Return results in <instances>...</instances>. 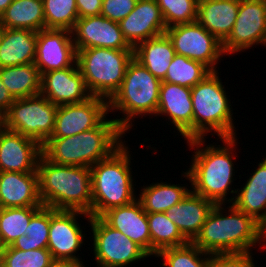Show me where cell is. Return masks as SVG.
Instances as JSON below:
<instances>
[{
  "instance_id": "6da1fadb",
  "label": "cell",
  "mask_w": 266,
  "mask_h": 267,
  "mask_svg": "<svg viewBox=\"0 0 266 267\" xmlns=\"http://www.w3.org/2000/svg\"><path fill=\"white\" fill-rule=\"evenodd\" d=\"M205 140L195 138L186 142L190 148H194V154L189 170L182 174L191 183L192 192L212 201L215 205H226L227 202L229 204L230 200L226 197L232 189L230 186L235 175L232 151L235 150L238 139L221 138L223 145H218L219 147L216 144L203 147Z\"/></svg>"
},
{
  "instance_id": "7a4b0ae2",
  "label": "cell",
  "mask_w": 266,
  "mask_h": 267,
  "mask_svg": "<svg viewBox=\"0 0 266 267\" xmlns=\"http://www.w3.org/2000/svg\"><path fill=\"white\" fill-rule=\"evenodd\" d=\"M224 206L215 205L210 211L200 233L192 241L197 247L208 254L243 253L266 240V229L253 217L232 204L227 215Z\"/></svg>"
},
{
  "instance_id": "3957f363",
  "label": "cell",
  "mask_w": 266,
  "mask_h": 267,
  "mask_svg": "<svg viewBox=\"0 0 266 267\" xmlns=\"http://www.w3.org/2000/svg\"><path fill=\"white\" fill-rule=\"evenodd\" d=\"M125 131L115 119H105L98 127L68 137H50L42 145V155L58 165L91 167L109 158L126 141Z\"/></svg>"
},
{
  "instance_id": "277c9868",
  "label": "cell",
  "mask_w": 266,
  "mask_h": 267,
  "mask_svg": "<svg viewBox=\"0 0 266 267\" xmlns=\"http://www.w3.org/2000/svg\"><path fill=\"white\" fill-rule=\"evenodd\" d=\"M39 196L43 206L75 210L91 216V169L58 165L40 156L37 166Z\"/></svg>"
},
{
  "instance_id": "5b68a950",
  "label": "cell",
  "mask_w": 266,
  "mask_h": 267,
  "mask_svg": "<svg viewBox=\"0 0 266 267\" xmlns=\"http://www.w3.org/2000/svg\"><path fill=\"white\" fill-rule=\"evenodd\" d=\"M125 145L90 167L93 217H101L109 209L128 205L137 199L132 183L130 149Z\"/></svg>"
},
{
  "instance_id": "8992f818",
  "label": "cell",
  "mask_w": 266,
  "mask_h": 267,
  "mask_svg": "<svg viewBox=\"0 0 266 267\" xmlns=\"http://www.w3.org/2000/svg\"><path fill=\"white\" fill-rule=\"evenodd\" d=\"M218 75L212 71L191 88L193 139L205 138L208 132L217 133L220 139L236 137L233 109Z\"/></svg>"
},
{
  "instance_id": "52a82bcc",
  "label": "cell",
  "mask_w": 266,
  "mask_h": 267,
  "mask_svg": "<svg viewBox=\"0 0 266 267\" xmlns=\"http://www.w3.org/2000/svg\"><path fill=\"white\" fill-rule=\"evenodd\" d=\"M161 82L134 57L129 62L119 90L108 101L109 112L119 110L124 114L115 121L125 132L133 126L134 117L156 115Z\"/></svg>"
},
{
  "instance_id": "ba28073f",
  "label": "cell",
  "mask_w": 266,
  "mask_h": 267,
  "mask_svg": "<svg viewBox=\"0 0 266 267\" xmlns=\"http://www.w3.org/2000/svg\"><path fill=\"white\" fill-rule=\"evenodd\" d=\"M134 50L85 48L77 51V64L92 96L110 100L119 90Z\"/></svg>"
},
{
  "instance_id": "9c48e42d",
  "label": "cell",
  "mask_w": 266,
  "mask_h": 267,
  "mask_svg": "<svg viewBox=\"0 0 266 267\" xmlns=\"http://www.w3.org/2000/svg\"><path fill=\"white\" fill-rule=\"evenodd\" d=\"M57 108L41 93L15 99L6 112L7 129L31 138L42 146L53 132Z\"/></svg>"
},
{
  "instance_id": "30bf717a",
  "label": "cell",
  "mask_w": 266,
  "mask_h": 267,
  "mask_svg": "<svg viewBox=\"0 0 266 267\" xmlns=\"http://www.w3.org/2000/svg\"><path fill=\"white\" fill-rule=\"evenodd\" d=\"M93 234V253L97 267H126L149 255L121 231L108 225L101 217L88 221Z\"/></svg>"
},
{
  "instance_id": "8fae6325",
  "label": "cell",
  "mask_w": 266,
  "mask_h": 267,
  "mask_svg": "<svg viewBox=\"0 0 266 267\" xmlns=\"http://www.w3.org/2000/svg\"><path fill=\"white\" fill-rule=\"evenodd\" d=\"M165 33L176 54L202 62L211 71H217L218 60L225 56L222 43L197 21L168 27Z\"/></svg>"
},
{
  "instance_id": "7c38bea8",
  "label": "cell",
  "mask_w": 266,
  "mask_h": 267,
  "mask_svg": "<svg viewBox=\"0 0 266 267\" xmlns=\"http://www.w3.org/2000/svg\"><path fill=\"white\" fill-rule=\"evenodd\" d=\"M255 44L266 46V0H240L236 22L222 50L232 55Z\"/></svg>"
},
{
  "instance_id": "4fadbf2b",
  "label": "cell",
  "mask_w": 266,
  "mask_h": 267,
  "mask_svg": "<svg viewBox=\"0 0 266 267\" xmlns=\"http://www.w3.org/2000/svg\"><path fill=\"white\" fill-rule=\"evenodd\" d=\"M91 218L85 212L75 210H56L50 207V227L47 249L55 261L83 263L77 253L83 245L84 231L80 228L78 217Z\"/></svg>"
},
{
  "instance_id": "5bb4252c",
  "label": "cell",
  "mask_w": 266,
  "mask_h": 267,
  "mask_svg": "<svg viewBox=\"0 0 266 267\" xmlns=\"http://www.w3.org/2000/svg\"><path fill=\"white\" fill-rule=\"evenodd\" d=\"M108 112V100L96 96L81 103L58 105L51 137H68L96 128Z\"/></svg>"
},
{
  "instance_id": "9a60e30c",
  "label": "cell",
  "mask_w": 266,
  "mask_h": 267,
  "mask_svg": "<svg viewBox=\"0 0 266 267\" xmlns=\"http://www.w3.org/2000/svg\"><path fill=\"white\" fill-rule=\"evenodd\" d=\"M76 61L77 51L70 30L42 29L37 32L34 64L41 75L72 67Z\"/></svg>"
},
{
  "instance_id": "2e32d148",
  "label": "cell",
  "mask_w": 266,
  "mask_h": 267,
  "mask_svg": "<svg viewBox=\"0 0 266 267\" xmlns=\"http://www.w3.org/2000/svg\"><path fill=\"white\" fill-rule=\"evenodd\" d=\"M71 34L76 51L94 47L134 50L125 40L120 24L102 15L78 18Z\"/></svg>"
},
{
  "instance_id": "e0dca14e",
  "label": "cell",
  "mask_w": 266,
  "mask_h": 267,
  "mask_svg": "<svg viewBox=\"0 0 266 267\" xmlns=\"http://www.w3.org/2000/svg\"><path fill=\"white\" fill-rule=\"evenodd\" d=\"M40 93L57 106L81 103L92 97L77 62L72 67L42 74Z\"/></svg>"
},
{
  "instance_id": "ac0fdd59",
  "label": "cell",
  "mask_w": 266,
  "mask_h": 267,
  "mask_svg": "<svg viewBox=\"0 0 266 267\" xmlns=\"http://www.w3.org/2000/svg\"><path fill=\"white\" fill-rule=\"evenodd\" d=\"M42 146L35 140L7 129L0 136V172H37Z\"/></svg>"
},
{
  "instance_id": "d6986e66",
  "label": "cell",
  "mask_w": 266,
  "mask_h": 267,
  "mask_svg": "<svg viewBox=\"0 0 266 267\" xmlns=\"http://www.w3.org/2000/svg\"><path fill=\"white\" fill-rule=\"evenodd\" d=\"M158 115L169 117V123L174 124L186 141L193 139V106L191 88L178 84L161 82Z\"/></svg>"
},
{
  "instance_id": "ffe728a7",
  "label": "cell",
  "mask_w": 266,
  "mask_h": 267,
  "mask_svg": "<svg viewBox=\"0 0 266 267\" xmlns=\"http://www.w3.org/2000/svg\"><path fill=\"white\" fill-rule=\"evenodd\" d=\"M119 24L125 40L132 48L165 33L167 29L156 0H138L133 11Z\"/></svg>"
},
{
  "instance_id": "44dd1931",
  "label": "cell",
  "mask_w": 266,
  "mask_h": 267,
  "mask_svg": "<svg viewBox=\"0 0 266 267\" xmlns=\"http://www.w3.org/2000/svg\"><path fill=\"white\" fill-rule=\"evenodd\" d=\"M101 218L112 228L125 234L151 256V235L147 213L137 199L128 205L109 209Z\"/></svg>"
},
{
  "instance_id": "7402d4cb",
  "label": "cell",
  "mask_w": 266,
  "mask_h": 267,
  "mask_svg": "<svg viewBox=\"0 0 266 267\" xmlns=\"http://www.w3.org/2000/svg\"><path fill=\"white\" fill-rule=\"evenodd\" d=\"M0 200L3 208L43 206L38 173L0 172Z\"/></svg>"
},
{
  "instance_id": "603a6c76",
  "label": "cell",
  "mask_w": 266,
  "mask_h": 267,
  "mask_svg": "<svg viewBox=\"0 0 266 267\" xmlns=\"http://www.w3.org/2000/svg\"><path fill=\"white\" fill-rule=\"evenodd\" d=\"M242 187L230 191L235 194L229 199L230 204L253 217L266 229V157Z\"/></svg>"
},
{
  "instance_id": "cb8c5ba5",
  "label": "cell",
  "mask_w": 266,
  "mask_h": 267,
  "mask_svg": "<svg viewBox=\"0 0 266 267\" xmlns=\"http://www.w3.org/2000/svg\"><path fill=\"white\" fill-rule=\"evenodd\" d=\"M214 206L212 201L190 191L181 202L165 213L176 224L181 234L192 242L200 233Z\"/></svg>"
},
{
  "instance_id": "d4e9b609",
  "label": "cell",
  "mask_w": 266,
  "mask_h": 267,
  "mask_svg": "<svg viewBox=\"0 0 266 267\" xmlns=\"http://www.w3.org/2000/svg\"><path fill=\"white\" fill-rule=\"evenodd\" d=\"M240 0H198L197 22L221 43L236 22Z\"/></svg>"
},
{
  "instance_id": "484cf974",
  "label": "cell",
  "mask_w": 266,
  "mask_h": 267,
  "mask_svg": "<svg viewBox=\"0 0 266 267\" xmlns=\"http://www.w3.org/2000/svg\"><path fill=\"white\" fill-rule=\"evenodd\" d=\"M37 32L3 28L0 40V68L35 62Z\"/></svg>"
},
{
  "instance_id": "4316f807",
  "label": "cell",
  "mask_w": 266,
  "mask_h": 267,
  "mask_svg": "<svg viewBox=\"0 0 266 267\" xmlns=\"http://www.w3.org/2000/svg\"><path fill=\"white\" fill-rule=\"evenodd\" d=\"M175 55L172 42L166 33L143 41L134 48V58L161 81L165 78Z\"/></svg>"
},
{
  "instance_id": "83f0119b",
  "label": "cell",
  "mask_w": 266,
  "mask_h": 267,
  "mask_svg": "<svg viewBox=\"0 0 266 267\" xmlns=\"http://www.w3.org/2000/svg\"><path fill=\"white\" fill-rule=\"evenodd\" d=\"M3 28L28 29L35 32L45 29L42 0H13L0 16Z\"/></svg>"
},
{
  "instance_id": "f1b7e54d",
  "label": "cell",
  "mask_w": 266,
  "mask_h": 267,
  "mask_svg": "<svg viewBox=\"0 0 266 267\" xmlns=\"http://www.w3.org/2000/svg\"><path fill=\"white\" fill-rule=\"evenodd\" d=\"M0 77L14 99L41 92L42 75L34 63L0 68Z\"/></svg>"
},
{
  "instance_id": "f546056e",
  "label": "cell",
  "mask_w": 266,
  "mask_h": 267,
  "mask_svg": "<svg viewBox=\"0 0 266 267\" xmlns=\"http://www.w3.org/2000/svg\"><path fill=\"white\" fill-rule=\"evenodd\" d=\"M191 191L186 186L167 182L152 183L143 186L137 200L146 213L167 212L172 206L181 202Z\"/></svg>"
},
{
  "instance_id": "4dcf8cb0",
  "label": "cell",
  "mask_w": 266,
  "mask_h": 267,
  "mask_svg": "<svg viewBox=\"0 0 266 267\" xmlns=\"http://www.w3.org/2000/svg\"><path fill=\"white\" fill-rule=\"evenodd\" d=\"M147 219L151 235L152 257L163 249L182 246L189 242L165 212L147 213Z\"/></svg>"
},
{
  "instance_id": "1f68e13d",
  "label": "cell",
  "mask_w": 266,
  "mask_h": 267,
  "mask_svg": "<svg viewBox=\"0 0 266 267\" xmlns=\"http://www.w3.org/2000/svg\"><path fill=\"white\" fill-rule=\"evenodd\" d=\"M211 72L212 71L202 62L191 60L185 56L176 54L172 59L162 82L192 88Z\"/></svg>"
},
{
  "instance_id": "d6a6232c",
  "label": "cell",
  "mask_w": 266,
  "mask_h": 267,
  "mask_svg": "<svg viewBox=\"0 0 266 267\" xmlns=\"http://www.w3.org/2000/svg\"><path fill=\"white\" fill-rule=\"evenodd\" d=\"M50 227V207L42 206L32 217L26 235L17 238L12 248L18 250L44 249L48 247Z\"/></svg>"
},
{
  "instance_id": "836d02e7",
  "label": "cell",
  "mask_w": 266,
  "mask_h": 267,
  "mask_svg": "<svg viewBox=\"0 0 266 267\" xmlns=\"http://www.w3.org/2000/svg\"><path fill=\"white\" fill-rule=\"evenodd\" d=\"M41 207L3 208L0 213V235L6 246H11L17 238L26 235L25 229L28 227L31 217Z\"/></svg>"
},
{
  "instance_id": "e575fe53",
  "label": "cell",
  "mask_w": 266,
  "mask_h": 267,
  "mask_svg": "<svg viewBox=\"0 0 266 267\" xmlns=\"http://www.w3.org/2000/svg\"><path fill=\"white\" fill-rule=\"evenodd\" d=\"M155 257L162 258L164 267H209L211 254L205 253L193 242H188L163 249Z\"/></svg>"
},
{
  "instance_id": "d590c367",
  "label": "cell",
  "mask_w": 266,
  "mask_h": 267,
  "mask_svg": "<svg viewBox=\"0 0 266 267\" xmlns=\"http://www.w3.org/2000/svg\"><path fill=\"white\" fill-rule=\"evenodd\" d=\"M45 29L72 30L78 20L76 0H42Z\"/></svg>"
},
{
  "instance_id": "8d00e7d4",
  "label": "cell",
  "mask_w": 266,
  "mask_h": 267,
  "mask_svg": "<svg viewBox=\"0 0 266 267\" xmlns=\"http://www.w3.org/2000/svg\"><path fill=\"white\" fill-rule=\"evenodd\" d=\"M166 28L197 21L198 0H156Z\"/></svg>"
},
{
  "instance_id": "74e56055",
  "label": "cell",
  "mask_w": 266,
  "mask_h": 267,
  "mask_svg": "<svg viewBox=\"0 0 266 267\" xmlns=\"http://www.w3.org/2000/svg\"><path fill=\"white\" fill-rule=\"evenodd\" d=\"M54 262L47 248L24 251L7 246L0 267H50Z\"/></svg>"
},
{
  "instance_id": "f35d334b",
  "label": "cell",
  "mask_w": 266,
  "mask_h": 267,
  "mask_svg": "<svg viewBox=\"0 0 266 267\" xmlns=\"http://www.w3.org/2000/svg\"><path fill=\"white\" fill-rule=\"evenodd\" d=\"M138 0H102L101 15L119 23L135 8Z\"/></svg>"
},
{
  "instance_id": "ab89813d",
  "label": "cell",
  "mask_w": 266,
  "mask_h": 267,
  "mask_svg": "<svg viewBox=\"0 0 266 267\" xmlns=\"http://www.w3.org/2000/svg\"><path fill=\"white\" fill-rule=\"evenodd\" d=\"M251 252L211 254L209 267H255Z\"/></svg>"
},
{
  "instance_id": "60d3db41",
  "label": "cell",
  "mask_w": 266,
  "mask_h": 267,
  "mask_svg": "<svg viewBox=\"0 0 266 267\" xmlns=\"http://www.w3.org/2000/svg\"><path fill=\"white\" fill-rule=\"evenodd\" d=\"M79 18L101 15L102 0H76Z\"/></svg>"
},
{
  "instance_id": "b9f144b4",
  "label": "cell",
  "mask_w": 266,
  "mask_h": 267,
  "mask_svg": "<svg viewBox=\"0 0 266 267\" xmlns=\"http://www.w3.org/2000/svg\"><path fill=\"white\" fill-rule=\"evenodd\" d=\"M15 99L12 97L7 87L3 84L0 77V108L7 112Z\"/></svg>"
},
{
  "instance_id": "7bdbcfd3",
  "label": "cell",
  "mask_w": 266,
  "mask_h": 267,
  "mask_svg": "<svg viewBox=\"0 0 266 267\" xmlns=\"http://www.w3.org/2000/svg\"><path fill=\"white\" fill-rule=\"evenodd\" d=\"M83 263H76L71 261H55L50 267H85Z\"/></svg>"
},
{
  "instance_id": "ee69618b",
  "label": "cell",
  "mask_w": 266,
  "mask_h": 267,
  "mask_svg": "<svg viewBox=\"0 0 266 267\" xmlns=\"http://www.w3.org/2000/svg\"><path fill=\"white\" fill-rule=\"evenodd\" d=\"M7 130L6 112L0 108V136Z\"/></svg>"
},
{
  "instance_id": "f6af8a7d",
  "label": "cell",
  "mask_w": 266,
  "mask_h": 267,
  "mask_svg": "<svg viewBox=\"0 0 266 267\" xmlns=\"http://www.w3.org/2000/svg\"><path fill=\"white\" fill-rule=\"evenodd\" d=\"M13 0H0V16L10 6Z\"/></svg>"
},
{
  "instance_id": "bcb514c9",
  "label": "cell",
  "mask_w": 266,
  "mask_h": 267,
  "mask_svg": "<svg viewBox=\"0 0 266 267\" xmlns=\"http://www.w3.org/2000/svg\"><path fill=\"white\" fill-rule=\"evenodd\" d=\"M6 245L3 242L2 236L0 235V266L2 264L3 255L5 253Z\"/></svg>"
},
{
  "instance_id": "7dc6e473",
  "label": "cell",
  "mask_w": 266,
  "mask_h": 267,
  "mask_svg": "<svg viewBox=\"0 0 266 267\" xmlns=\"http://www.w3.org/2000/svg\"><path fill=\"white\" fill-rule=\"evenodd\" d=\"M2 33H3V27L0 24V40H1Z\"/></svg>"
},
{
  "instance_id": "c3c4849f",
  "label": "cell",
  "mask_w": 266,
  "mask_h": 267,
  "mask_svg": "<svg viewBox=\"0 0 266 267\" xmlns=\"http://www.w3.org/2000/svg\"><path fill=\"white\" fill-rule=\"evenodd\" d=\"M2 210H3V206H2V203H1V200H0V213H1Z\"/></svg>"
}]
</instances>
